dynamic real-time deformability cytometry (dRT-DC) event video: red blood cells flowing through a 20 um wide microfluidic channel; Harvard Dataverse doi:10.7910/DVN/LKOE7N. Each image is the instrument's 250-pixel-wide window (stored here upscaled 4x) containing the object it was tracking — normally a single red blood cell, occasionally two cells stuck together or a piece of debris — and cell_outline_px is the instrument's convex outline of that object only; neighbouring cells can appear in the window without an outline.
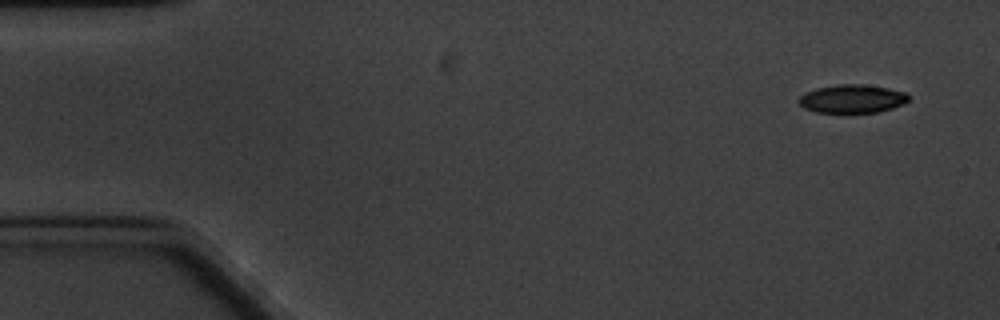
{"species": "common noctule bat (a hibernating species)", "species_latin": "Nyctalus noctula", "temperature_condition": "cold", "stored_images_in_passage": 5, "camera_frame_rate_fps": 3000, "um_per_image_px": 0.085, "animal": {"sex": "male", "body_mass_g": 20.1, "forearm_length_mm": 53.5}, "frame": {"image": 1, "passage_image": 1, "time_ms": 0.0, "image_size_px": [1000, 320], "cell_outline_px": [[908, 100], [904, 104], [892, 108], [876, 112], [816, 112], [804, 108], [796, 100], [804, 92], [816, 88], [840, 84], [864, 84], [888, 88], [904, 92], [908, 96]], "centroid_in_image_um": [72.4, 8.39], "position_along_channel_um": 12.6, "area_um2": 18.09}}
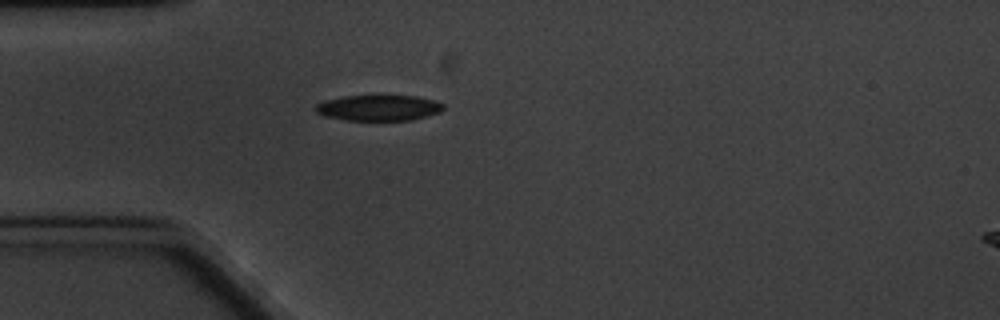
{"frame": {"image": 2, "passage_image": 5, "time_ms": 4.333, "image_size_px": [1000, 320], "cell_outline_px": [[444, 108], [440, 112], [428, 116], [412, 120], [344, 120], [324, 116], [316, 112], [316, 104], [324, 100], [344, 96], [416, 96], [432, 100], [444, 104]], "centroid_in_image_um": [32.18, 9.17], "position_along_channel_um": 52.8, "area_um2": 19.13}}